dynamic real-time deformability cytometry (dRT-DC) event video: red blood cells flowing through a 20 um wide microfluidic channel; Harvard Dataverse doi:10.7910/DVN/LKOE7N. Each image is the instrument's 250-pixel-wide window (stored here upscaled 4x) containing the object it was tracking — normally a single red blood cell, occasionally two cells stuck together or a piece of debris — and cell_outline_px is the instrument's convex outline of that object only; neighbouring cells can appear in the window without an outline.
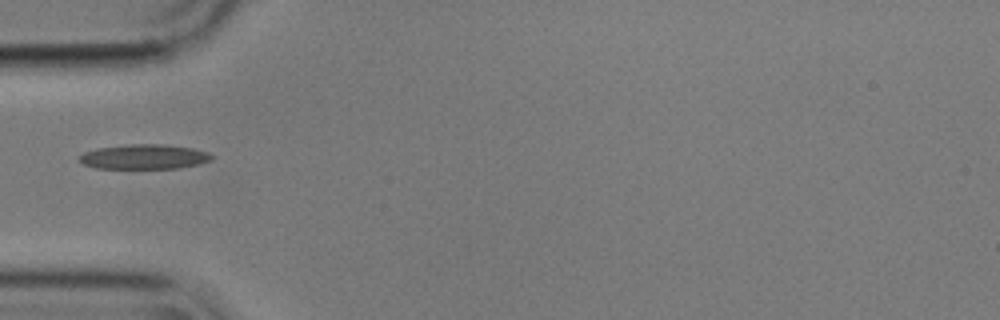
{"species": "common noctule bat (a hibernating species)", "species_latin": "Nyctalus noctula", "temperature_condition": "cold", "stored_images_in_passage": 12, "camera_frame_rate_fps": 3000, "um_per_image_px": 0.085, "animal": {"sex": "male", "body_mass_g": 17.9}, "frame": {"image": 1, "passage_image": 1, "time_ms": 0.0, "image_size_px": [1000, 320], "cell_outline_px": [[212, 160], [200, 164], [176, 168], [96, 168], [84, 164], [76, 160], [84, 152], [96, 148], [128, 144], [164, 144], [192, 148], [208, 152], [212, 156]], "centroid_in_image_um": [12.24, 13.32], "position_along_channel_um": 72.8, "area_um2": 19.13}}
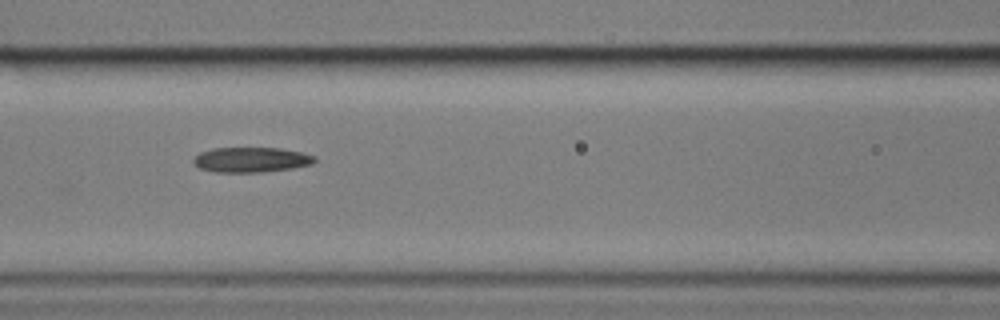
{"frame": {"image": 2, "passage_image": 7, "time_ms": 2.0, "image_size_px": [1000, 320], "cell_outline_px": [[316, 160], [312, 164], [292, 168], [264, 172], [212, 172], [200, 168], [192, 160], [200, 152], [212, 148], [280, 148], [300, 152], [316, 156]], "centroid_in_image_um": [21.35, 13.58], "position_along_channel_um": 145.2, "area_um2": 17.69}}
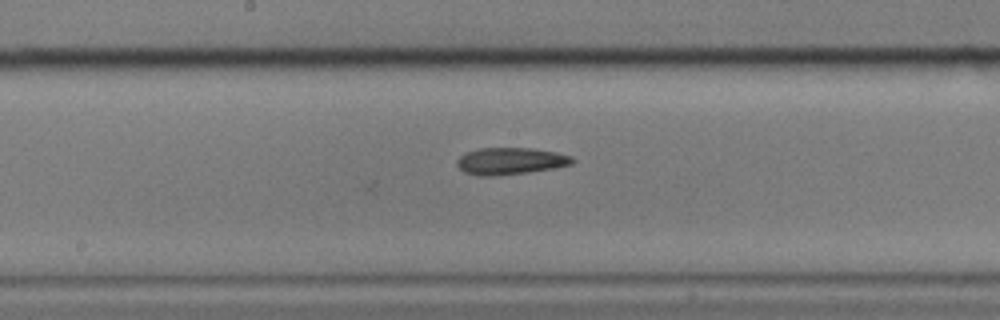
{"frame": {"image": 3, "passage_image": 12, "time_ms": 3.667, "image_size_px": [1000, 320], "cell_outline_px": [[576, 160], [572, 164], [556, 168], [500, 176], [476, 176], [464, 172], [456, 164], [456, 160], [464, 152], [480, 148], [532, 148], [556, 152], [572, 156]], "centroid_in_image_um": [43.38, 13.7], "position_along_channel_um": 204.8, "area_um2": 18.44}}